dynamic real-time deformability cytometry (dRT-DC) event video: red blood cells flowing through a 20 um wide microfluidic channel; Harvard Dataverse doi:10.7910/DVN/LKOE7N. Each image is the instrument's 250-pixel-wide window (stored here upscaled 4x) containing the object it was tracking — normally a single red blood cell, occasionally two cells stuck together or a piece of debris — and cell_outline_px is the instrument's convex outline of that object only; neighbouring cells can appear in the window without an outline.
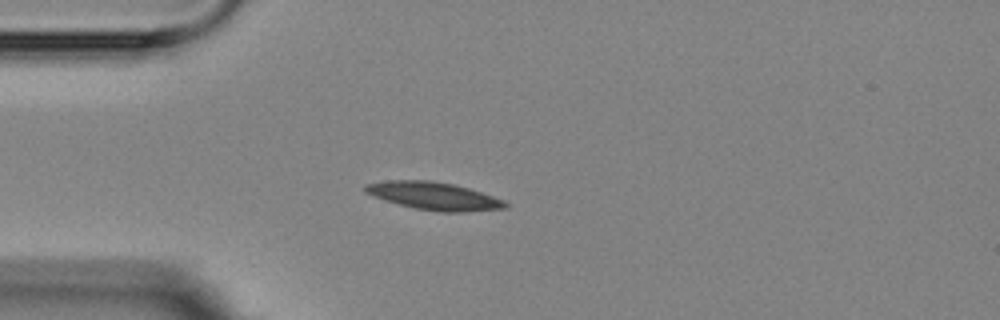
{"species": "Egyptian fruit bat (a non-hibernating species)", "species_latin": "Rousettus aegyptiacus", "temperature_condition": "room temperature", "stored_images_in_passage": 5, "camera_frame_rate_fps": 3000, "um_per_image_px": 0.085, "animal": {"sex": "female"}, "frame": {"image": 1, "passage_image": 4, "time_ms": 3.333, "image_size_px": [1000, 320], "cell_outline_px": [[508, 208], [460, 212], [440, 212], [416, 208], [384, 200], [364, 192], [364, 184], [388, 180], [428, 180], [452, 184], [468, 188], [504, 200], [508, 204]], "centroid_in_image_um": [36.86, 16.65], "position_along_channel_um": 48.1, "area_um2": 22.43}}